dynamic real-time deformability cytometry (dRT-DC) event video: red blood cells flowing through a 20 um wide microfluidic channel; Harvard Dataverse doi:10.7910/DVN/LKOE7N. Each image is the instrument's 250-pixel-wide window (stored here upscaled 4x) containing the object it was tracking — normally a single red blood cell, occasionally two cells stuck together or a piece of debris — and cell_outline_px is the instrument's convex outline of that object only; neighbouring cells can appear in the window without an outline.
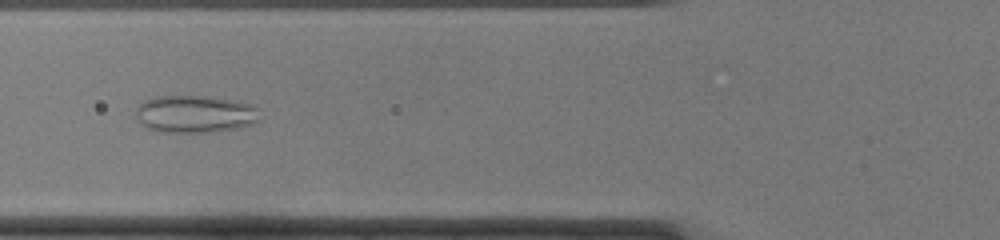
{"species": "common noctule bat (a hibernating species)", "species_latin": "Nyctalus noctula", "temperature_condition": "cold", "stored_images_in_passage": 48, "camera_frame_rate_fps": 3000, "um_per_image_px": 0.085, "animal": {"sex": "female", "body_mass_g": 22.0, "forearm_length_mm": 56.7}, "frame": {"image": 1, "passage_image": 17, "time_ms": 5.333, "image_size_px": [1000, 240], "cell_outline_px": [[260, 120], [252, 124], [240, 128], [220, 132], [160, 132], [148, 128], [140, 124], [136, 116], [136, 112], [140, 104], [144, 100], [156, 96], [200, 96], [240, 100], [256, 104]], "centroid_in_image_um": [16.64, 9.7], "position_along_channel_um": 109.2, "area_um2": 27.57}}
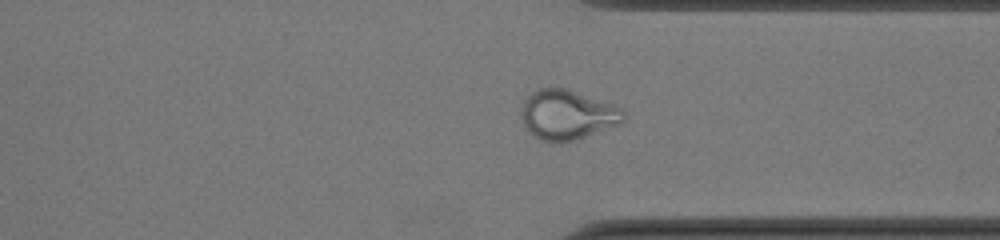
{"frame": {"image": 2, "passage_image": 36, "time_ms": 11.667, "image_size_px": [1000, 240], "cell_outline_px": [[628, 116], [620, 124], [572, 140], [540, 140], [528, 132], [520, 116], [520, 108], [524, 100], [532, 92], [540, 88], [564, 88], [624, 108]], "centroid_in_image_um": [48.22, 9.73], "position_along_channel_um": 363.2, "area_um2": 29.3}}